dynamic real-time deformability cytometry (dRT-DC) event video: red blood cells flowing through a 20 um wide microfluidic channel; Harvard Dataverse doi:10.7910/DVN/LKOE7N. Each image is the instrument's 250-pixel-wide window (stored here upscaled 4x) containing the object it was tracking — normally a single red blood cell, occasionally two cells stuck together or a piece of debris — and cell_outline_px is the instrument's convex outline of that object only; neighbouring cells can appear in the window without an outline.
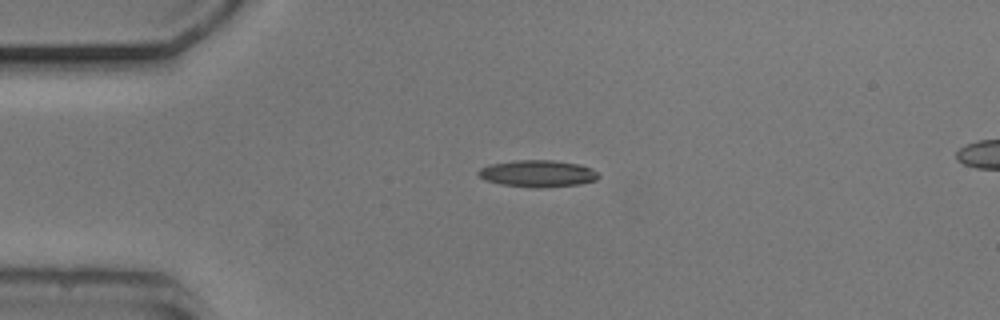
{"species": "common noctule bat (a hibernating species)", "species_latin": "Nyctalus noctula", "temperature_condition": "cold", "stored_images_in_passage": 4, "camera_frame_rate_fps": 3000, "um_per_image_px": 0.085, "animal": {"sex": "male", "body_mass_g": 20.5, "forearm_length_mm": 52.5}, "frame": {"image": 1, "passage_image": 1, "time_ms": 0.0, "image_size_px": [1000, 320], "cell_outline_px": [[600, 176], [596, 180], [580, 184], [540, 188], [532, 188], [500, 184], [484, 180], [476, 172], [480, 168], [492, 164], [516, 160], [552, 160], [580, 164], [592, 168]], "centroid_in_image_um": [45.71, 14.76], "position_along_channel_um": 39.3, "area_um2": 18.9}}